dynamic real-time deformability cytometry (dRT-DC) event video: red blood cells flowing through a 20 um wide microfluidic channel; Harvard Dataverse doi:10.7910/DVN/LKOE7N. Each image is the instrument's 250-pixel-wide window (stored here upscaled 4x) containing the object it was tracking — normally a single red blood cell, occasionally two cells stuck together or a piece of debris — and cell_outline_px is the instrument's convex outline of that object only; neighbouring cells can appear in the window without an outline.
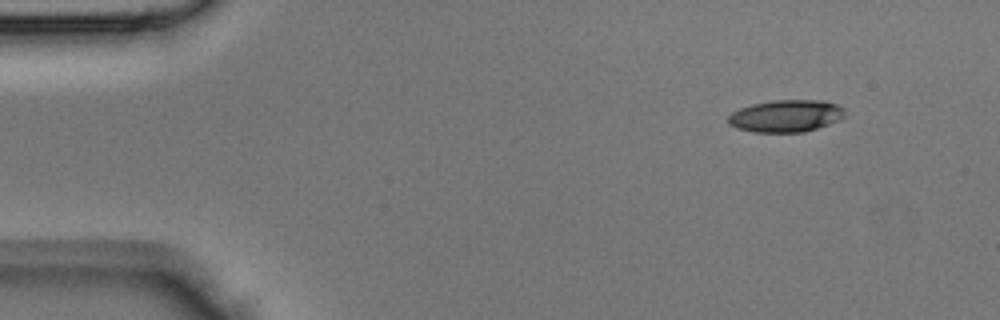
{"species": "Egyptian fruit bat (a non-hibernating species)", "species_latin": "Rousettus aegyptiacus", "temperature_condition": "room temperature", "stored_images_in_passage": 40, "camera_frame_rate_fps": 3000, "um_per_image_px": 0.085, "animal": {"sex": "male"}, "frame": {"image": 1, "passage_image": 1, "time_ms": 0.0, "image_size_px": [1000, 320], "cell_outline_px": [[844, 116], [828, 124], [804, 132], [752, 132], [736, 128], [728, 124], [728, 116], [732, 112], [740, 108], [752, 104], [772, 100], [824, 100], [836, 104], [844, 108]], "centroid_in_image_um": [66.77, 9.85], "position_along_channel_um": 18.2, "area_um2": 21.85}}
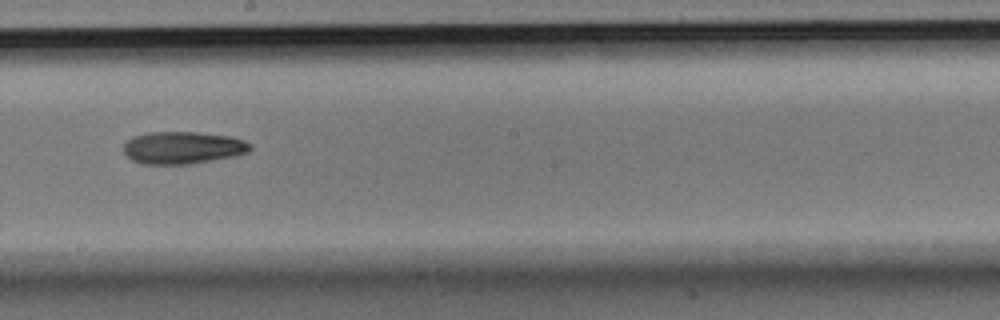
{"frame": {"image": 2, "passage_image": 21, "time_ms": 6.667, "image_size_px": [1000, 320], "cell_outline_px": [[252, 148], [248, 152], [236, 156], [192, 164], [144, 164], [132, 160], [124, 152], [124, 144], [132, 136], [148, 132], [196, 132], [232, 136], [244, 140], [252, 144]], "centroid_in_image_um": [15.57, 12.55], "position_along_channel_um": 232.6, "area_um2": 24.1}}
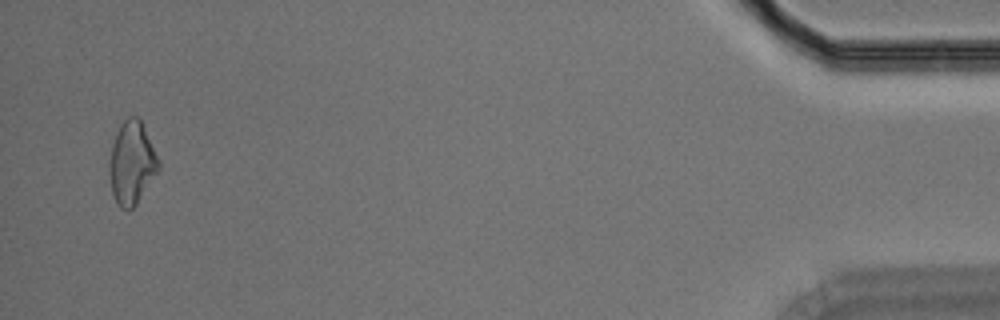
{"frame": {"image": 3, "passage_image": 39, "time_ms": 12.667, "image_size_px": [1000, 320], "cell_outline_px": [[160, 168], [136, 204], [128, 212], [120, 208], [112, 192], [108, 168], [112, 144], [120, 124], [128, 116], [140, 116], [160, 164]], "centroid_in_image_um": [11.19, 13.84], "position_along_channel_um": 424.0, "area_um2": 23.7}}